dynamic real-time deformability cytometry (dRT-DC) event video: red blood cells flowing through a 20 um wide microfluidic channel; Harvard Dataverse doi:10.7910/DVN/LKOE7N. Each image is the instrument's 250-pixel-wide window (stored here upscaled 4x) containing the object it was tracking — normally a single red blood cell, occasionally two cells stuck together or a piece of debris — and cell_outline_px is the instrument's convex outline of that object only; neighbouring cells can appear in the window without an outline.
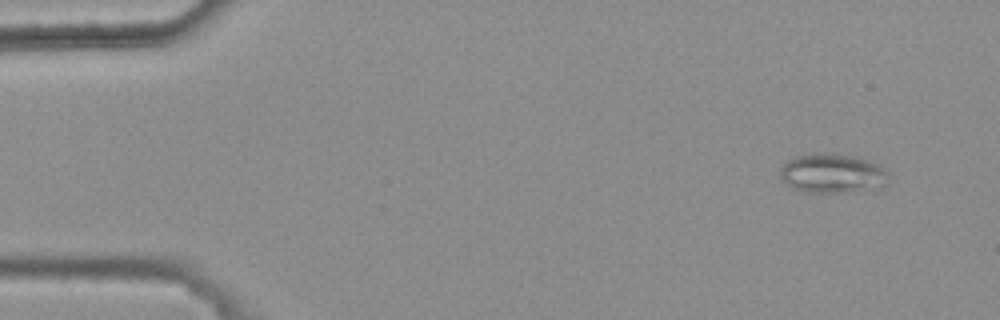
{"species": "common noctule bat (a hibernating species)", "species_latin": "Nyctalus noctula", "temperature_condition": "warm", "stored_images_in_passage": 6, "camera_frame_rate_fps": 3000, "um_per_image_px": 0.085, "animal": {"sex": "female", "body_mass_g": 25.1}, "frame": {"image": 1, "passage_image": 1, "time_ms": 0.0, "image_size_px": [1000, 320], "cell_outline_px": [[888, 184], [876, 192], [804, 192], [792, 188], [780, 176], [780, 168], [788, 160], [796, 156], [856, 156], [880, 164], [888, 172]], "centroid_in_image_um": [70.89, 14.82], "position_along_channel_um": 14.1, "area_um2": 24.74}}
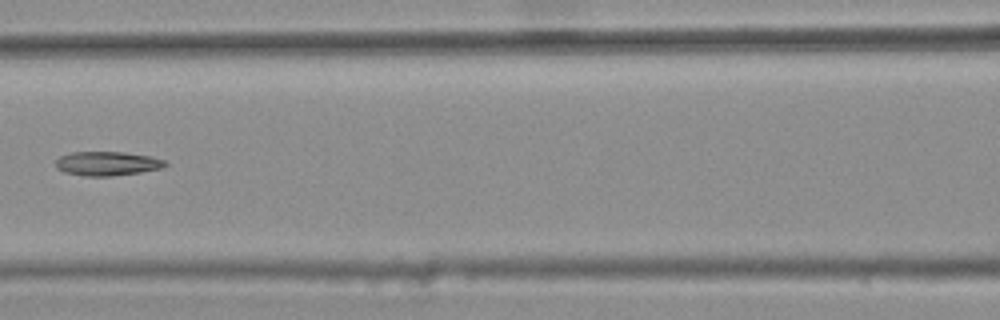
{"frame": {"image": 2, "passage_image": 6, "time_ms": 1.667, "image_size_px": [1000, 320], "cell_outline_px": [[168, 164], [160, 168], [140, 172], [112, 176], [84, 176], [64, 172], [56, 168], [56, 160], [60, 156], [72, 152], [124, 152], [148, 156], [164, 160]], "centroid_in_image_um": [9.07, 13.9], "position_along_channel_um": 157.5, "area_um2": 15.26}}